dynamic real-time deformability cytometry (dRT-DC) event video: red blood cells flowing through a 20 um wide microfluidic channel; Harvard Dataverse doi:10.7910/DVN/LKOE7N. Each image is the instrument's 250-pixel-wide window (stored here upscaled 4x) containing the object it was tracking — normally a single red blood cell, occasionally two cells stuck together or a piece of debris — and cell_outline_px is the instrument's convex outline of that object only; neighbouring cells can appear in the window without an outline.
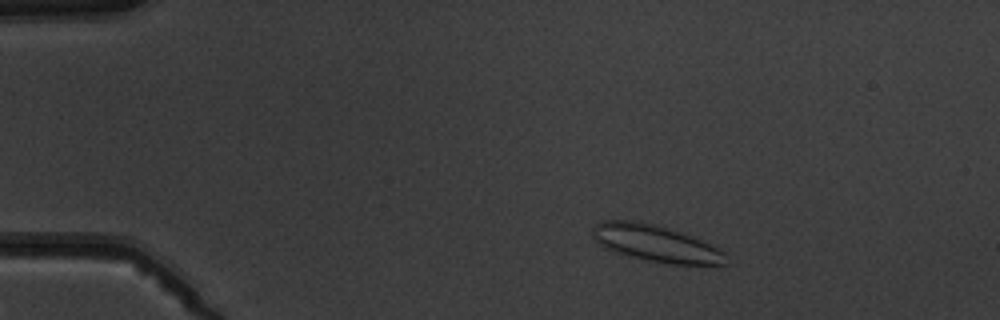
{"species": "common noctule bat (a hibernating species)", "species_latin": "Nyctalus noctula", "temperature_condition": "warm", "stored_images_in_passage": 4, "camera_frame_rate_fps": 3000, "um_per_image_px": 0.085, "animal": {"sex": "male", "body_mass_g": 19.5, "forearm_length_mm": 54.6}, "frame": {"image": 1, "passage_image": 2, "time_ms": 1.0, "image_size_px": [1000, 320], "cell_outline_px": [[728, 264], [668, 264], [648, 260], [616, 252], [604, 248], [592, 236], [592, 228], [600, 220], [640, 220], [660, 224], [700, 240], [724, 252]], "centroid_in_image_um": [55.68, 20.65], "position_along_channel_um": 29.3, "area_um2": 28.38}}